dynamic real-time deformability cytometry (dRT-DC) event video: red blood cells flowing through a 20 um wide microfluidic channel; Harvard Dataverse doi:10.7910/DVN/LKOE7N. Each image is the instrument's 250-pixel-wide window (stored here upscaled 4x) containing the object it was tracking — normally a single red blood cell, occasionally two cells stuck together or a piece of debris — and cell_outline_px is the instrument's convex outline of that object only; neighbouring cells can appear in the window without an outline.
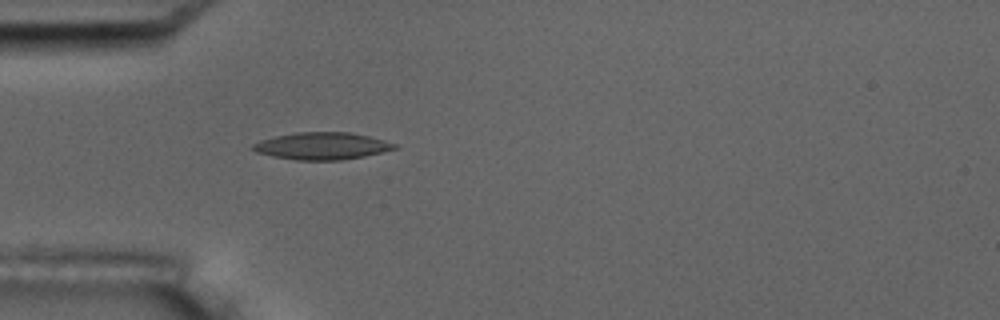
{"species": "common noctule bat (a hibernating species)", "species_latin": "Nyctalus noctula", "temperature_condition": "room temperature", "stored_images_in_passage": 4, "camera_frame_rate_fps": 3000, "um_per_image_px": 0.085, "animal": {"sex": "male", "body_mass_g": 17.5, "forearm_length_mm": 52.3}, "frame": {"image": 1, "passage_image": 4, "time_ms": 3.333, "image_size_px": [1000, 320], "cell_outline_px": [[400, 148], [364, 156], [340, 160], [296, 160], [272, 156], [256, 152], [248, 148], [252, 144], [260, 140], [276, 136], [296, 132], [348, 132], [368, 136], [384, 140], [396, 144]], "centroid_in_image_um": [27.34, 12.41], "position_along_channel_um": 57.7, "area_um2": 22.48}}